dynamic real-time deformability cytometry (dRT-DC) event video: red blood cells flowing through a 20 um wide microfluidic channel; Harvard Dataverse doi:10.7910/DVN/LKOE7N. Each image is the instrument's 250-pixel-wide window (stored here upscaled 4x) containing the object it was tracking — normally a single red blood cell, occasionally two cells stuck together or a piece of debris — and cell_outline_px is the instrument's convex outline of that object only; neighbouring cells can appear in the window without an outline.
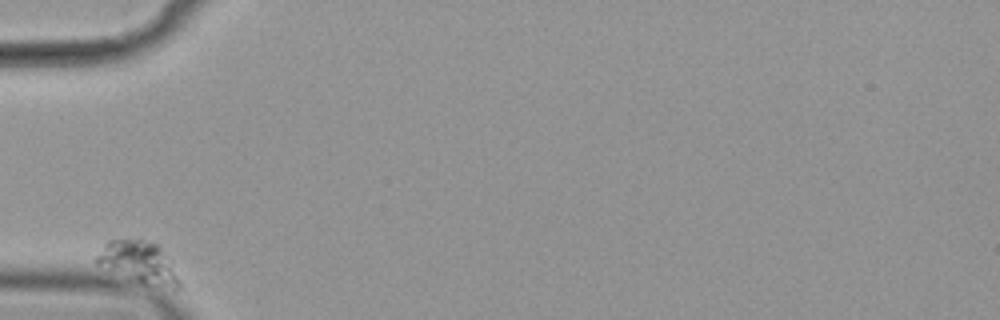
{"species": "common noctule bat (a hibernating species)", "species_latin": "Nyctalus noctula", "temperature_condition": "cold", "stored_images_in_passage": 38, "camera_frame_rate_fps": 3000, "um_per_image_px": 0.085, "animal": {"sex": "female", "body_mass_g": 19.9}, "frame": {"image": 1, "passage_image": 1, "time_ms": 0.0, "image_size_px": [1000, 320], "cell_outline_px": [[184, 288], [172, 288], [140, 284], [96, 264], [96, 256], [104, 244], [108, 240], [140, 236], [152, 240], [160, 248], [180, 280]], "centroid_in_image_um": [11.77, 22.27], "position_along_channel_um": 73.2, "area_um2": 20.63}}
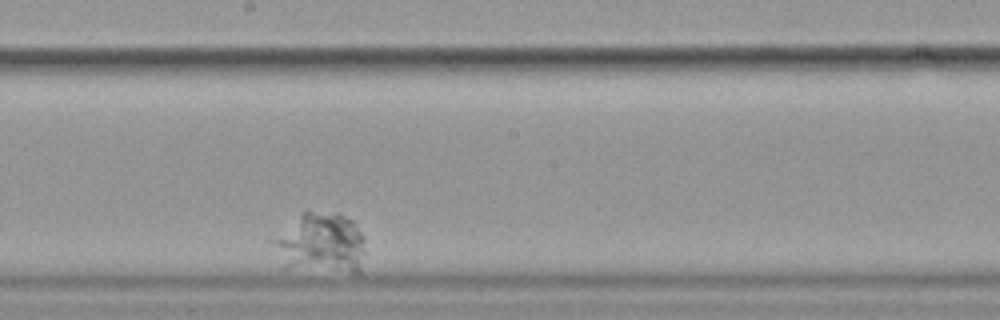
{"frame": {"image": 2, "passage_image": 22, "time_ms": 7.0, "image_size_px": [1000, 320], "cell_outline_px": [[364, 252], [360, 272], [352, 272], [284, 268], [268, 240], [304, 212], [336, 212], [352, 220], [364, 236]], "centroid_in_image_um": [27.22, 20.68], "position_along_channel_um": 221.0, "area_um2": 32.77}}
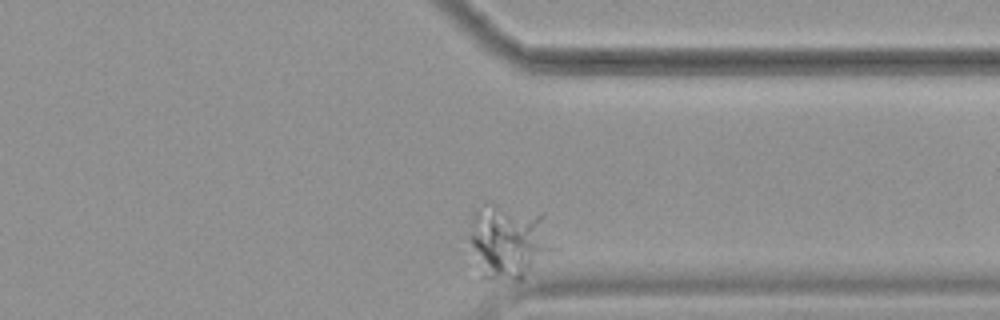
{"frame": {"image": 3, "passage_image": 38, "time_ms": 12.333, "image_size_px": [1000, 320], "cell_outline_px": [[560, 248], [524, 280], [516, 280], [480, 276], [468, 240], [484, 216], [488, 212], [496, 208], [544, 212]], "centroid_in_image_um": [43.54, 20.7], "position_along_channel_um": 367.9, "area_um2": 35.43}}